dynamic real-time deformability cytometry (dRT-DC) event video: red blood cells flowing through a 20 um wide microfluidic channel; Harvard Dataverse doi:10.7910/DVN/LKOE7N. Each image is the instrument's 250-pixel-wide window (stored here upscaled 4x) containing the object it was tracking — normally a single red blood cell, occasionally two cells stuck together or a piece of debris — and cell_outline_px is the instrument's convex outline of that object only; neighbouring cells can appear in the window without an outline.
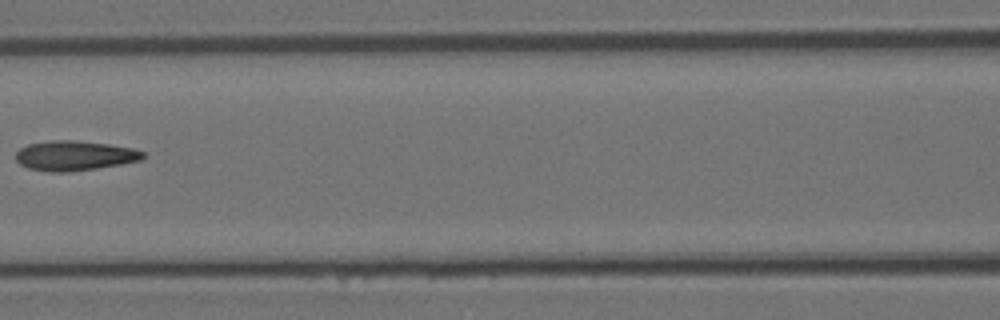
{"species": "Egyptian fruit bat (a non-hibernating species)", "species_latin": "Rousettus aegyptiacus", "temperature_condition": "room temperature", "stored_images_in_passage": 6, "camera_frame_rate_fps": 3000, "um_per_image_px": 0.085, "animal": {"sex": "female"}, "frame": {"image": 1, "passage_image": 6, "time_ms": 1.667, "image_size_px": [1000, 320], "cell_outline_px": [[144, 156], [140, 160], [120, 164], [96, 168], [68, 172], [48, 172], [28, 168], [20, 164], [16, 160], [16, 152], [20, 148], [28, 144], [52, 140], [72, 140], [108, 144], [132, 148], [144, 152]], "centroid_in_image_um": [6.3, 13.23], "position_along_channel_um": 160.3, "area_um2": 21.96}}